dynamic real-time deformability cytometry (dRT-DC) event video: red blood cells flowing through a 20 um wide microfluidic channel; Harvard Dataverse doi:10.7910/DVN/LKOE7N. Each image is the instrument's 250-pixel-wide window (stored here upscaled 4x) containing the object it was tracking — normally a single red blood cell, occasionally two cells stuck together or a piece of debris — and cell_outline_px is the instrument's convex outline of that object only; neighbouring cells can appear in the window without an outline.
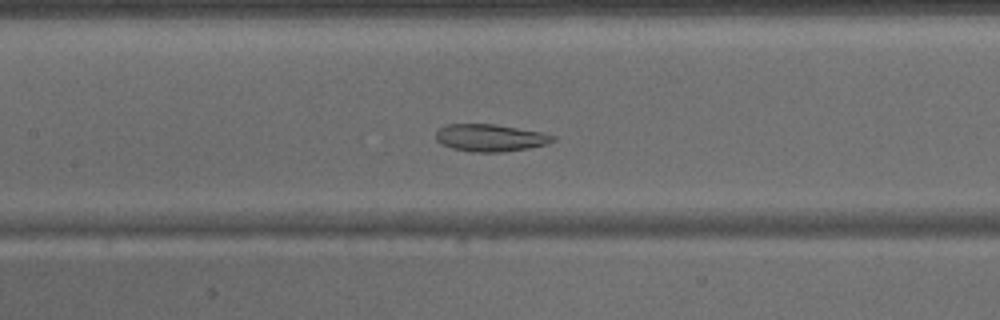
{"species": "common noctule bat (a hibernating species)", "species_latin": "Nyctalus noctula", "temperature_condition": "warm", "stored_images_in_passage": 37, "camera_frame_rate_fps": 3000, "um_per_image_px": 0.085, "animal": {"sex": "male", "body_mass_g": 15.6}, "frame": {"image": 1, "passage_image": 13, "time_ms": 4.0, "image_size_px": [1000, 320], "cell_outline_px": [[556, 140], [548, 144], [528, 148], [504, 152], [472, 152], [452, 148], [440, 144], [436, 140], [436, 132], [440, 128], [448, 124], [492, 124], [544, 132], [556, 136]], "centroid_in_image_um": [41.7, 11.72], "position_along_channel_um": 165.7, "area_um2": 18.73}}
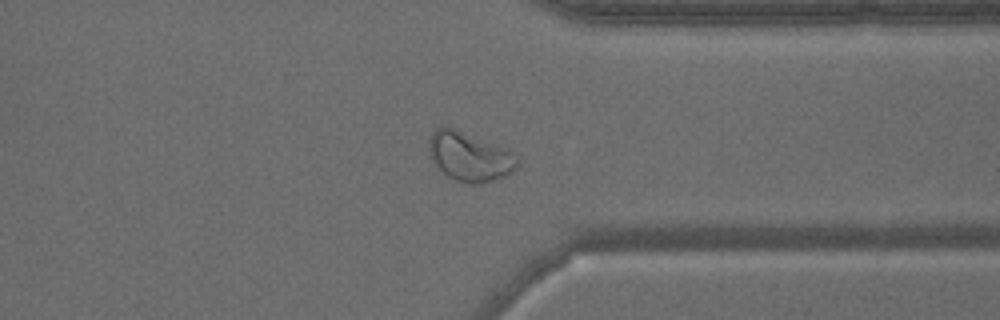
{"frame": {"image": 2, "passage_image": 27, "time_ms": 8.667, "image_size_px": [1000, 320], "cell_outline_px": [[520, 164], [512, 172], [504, 176], [480, 184], [472, 184], [456, 180], [448, 176], [436, 168], [428, 156], [428, 140], [432, 132], [436, 128], [456, 128], [504, 148], [520, 160]], "centroid_in_image_um": [39.86, 13.32], "position_along_channel_um": 371.5, "area_um2": 25.37}}
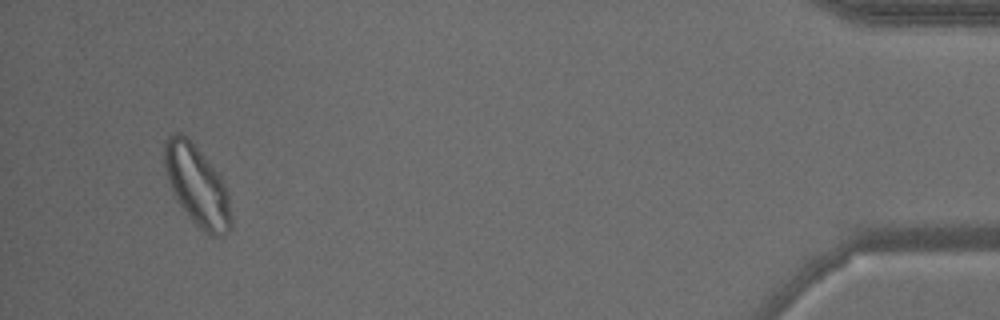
{"frame": {"image": 3, "passage_image": 35, "time_ms": 11.333, "image_size_px": [1000, 320], "cell_outline_px": [[232, 228], [224, 236], [208, 236], [192, 220], [176, 200], [172, 192], [164, 168], [164, 144], [168, 136], [176, 132], [180, 132], [188, 136], [192, 140], [220, 176], [228, 192], [232, 220]], "centroid_in_image_um": [16.75, 15.78], "position_along_channel_um": 418.4, "area_um2": 31.5}}